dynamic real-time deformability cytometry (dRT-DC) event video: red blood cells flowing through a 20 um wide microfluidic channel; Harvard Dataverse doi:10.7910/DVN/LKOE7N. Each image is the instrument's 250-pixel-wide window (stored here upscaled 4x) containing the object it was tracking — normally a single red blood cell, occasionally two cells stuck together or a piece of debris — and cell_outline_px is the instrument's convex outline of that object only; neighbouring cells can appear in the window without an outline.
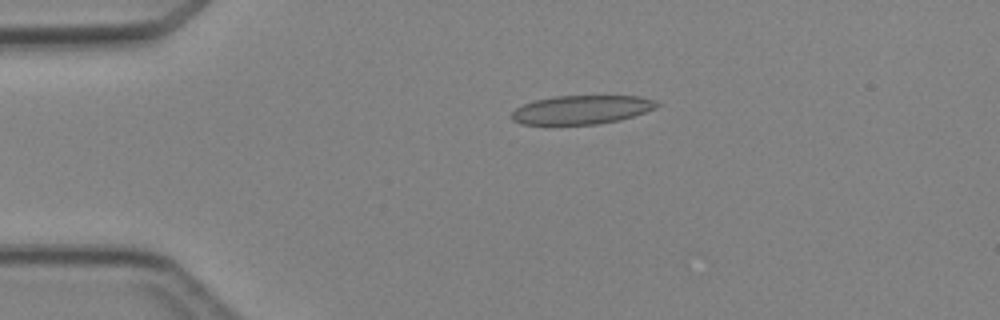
{"species": "Egyptian fruit bat (a non-hibernating species)", "species_latin": "Rousettus aegyptiacus", "temperature_condition": "cold", "stored_images_in_passage": 5, "camera_frame_rate_fps": 3000, "um_per_image_px": 0.085, "animal": {"sex": "female"}, "frame": {"image": 1, "passage_image": 5, "time_ms": 4.667, "image_size_px": [1000, 320], "cell_outline_px": [[660, 104], [656, 108], [620, 120], [596, 124], [544, 128], [520, 124], [512, 120], [512, 112], [516, 108], [524, 104], [536, 100], [556, 96], [640, 96], [656, 100]], "centroid_in_image_um": [49.35, 9.38], "position_along_channel_um": 35.7, "area_um2": 25.26}}